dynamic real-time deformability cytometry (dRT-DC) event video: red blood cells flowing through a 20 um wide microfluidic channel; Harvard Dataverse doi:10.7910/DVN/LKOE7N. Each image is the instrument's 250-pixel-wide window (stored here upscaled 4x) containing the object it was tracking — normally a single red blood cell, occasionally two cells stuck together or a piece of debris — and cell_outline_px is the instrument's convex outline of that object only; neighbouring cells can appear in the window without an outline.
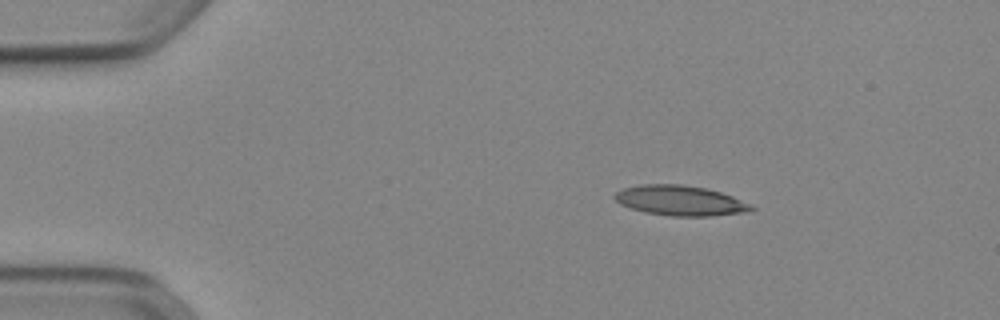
{"species": "Egyptian fruit bat (a non-hibernating species)", "species_latin": "Rousettus aegyptiacus", "temperature_condition": "cold", "stored_images_in_passage": 44, "camera_frame_rate_fps": 3000, "um_per_image_px": 0.085, "animal": {"sex": "female"}, "frame": {"image": 1, "passage_image": 1, "time_ms": 0.0, "image_size_px": [1000, 320], "cell_outline_px": [[756, 208], [744, 212], [712, 216], [672, 216], [644, 212], [620, 204], [612, 196], [616, 192], [624, 188], [640, 184], [684, 184], [704, 188], [720, 192], [732, 196], [752, 204]], "centroid_in_image_um": [57.81, 17.04], "position_along_channel_um": 27.2, "area_um2": 23.93}}
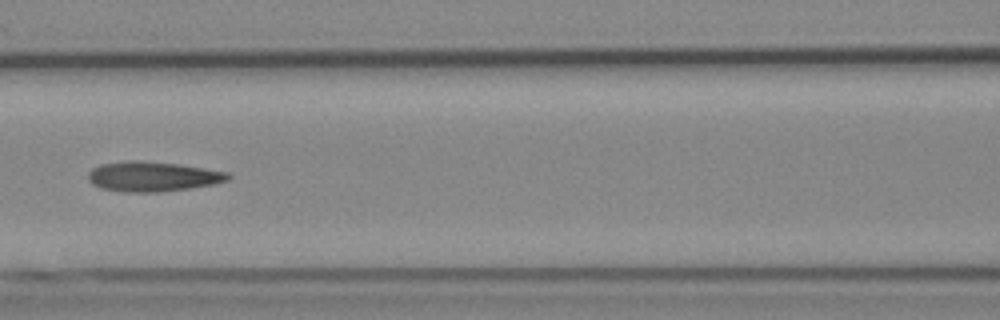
{"frame": {"image": 2, "passage_image": 16, "time_ms": 5.0, "image_size_px": [1000, 320], "cell_outline_px": [[232, 176], [228, 180], [216, 184], [188, 188], [156, 192], [124, 192], [100, 188], [92, 184], [88, 180], [88, 172], [92, 168], [100, 164], [132, 160], [140, 160], [176, 164], [204, 168], [228, 172]], "centroid_in_image_um": [12.96, 15.0], "position_along_channel_um": 153.6, "area_um2": 24.39}}
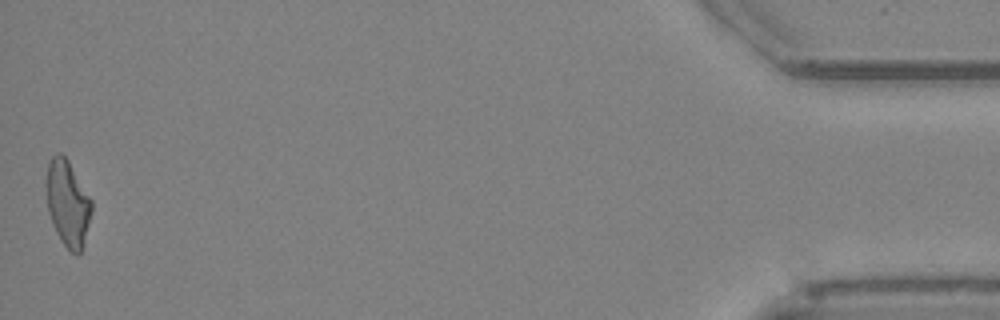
{"frame": {"image": 3, "passage_image": 44, "time_ms": 14.333, "image_size_px": [1000, 320], "cell_outline_px": [[92, 212], [84, 244], [80, 252], [76, 256], [60, 240], [52, 224], [48, 212], [44, 184], [48, 164], [52, 156], [56, 152], [60, 152], [68, 160], [92, 200]], "centroid_in_image_um": [5.73, 17.26], "position_along_channel_um": 429.5, "area_um2": 23.06}, "authors_computed_cell_mechanics": {"area_um2": 23.2934, "velocity_mm_per_s": 3.9142, "shape_relaxation_time_tau1_ms": null, "shape_relaxation_time_tau2_ms": 4.112, "deformation_change_tau1": null, "deformation_change_tau2": 0.151}}